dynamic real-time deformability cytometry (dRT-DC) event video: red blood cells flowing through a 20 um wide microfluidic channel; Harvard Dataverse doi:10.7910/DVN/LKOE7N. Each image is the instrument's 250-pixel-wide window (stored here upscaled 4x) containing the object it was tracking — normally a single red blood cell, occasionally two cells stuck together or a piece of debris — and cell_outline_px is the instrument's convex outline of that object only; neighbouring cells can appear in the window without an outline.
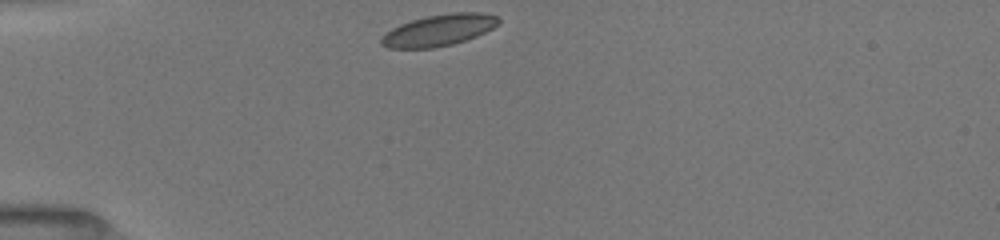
{"species": "common noctule bat (a hibernating species)", "species_latin": "Nyctalus noctula", "temperature_condition": "room temperature", "stored_images_in_passage": 28, "camera_frame_rate_fps": 3000, "um_per_image_px": 0.085, "animal": {"sex": "female", "body_mass_g": 19.5, "forearm_length_mm": 54.1}, "frame": {"image": 1, "passage_image": 1, "time_ms": 0.0, "image_size_px": [1000, 240], "cell_outline_px": [[500, 24], [476, 36], [452, 44], [432, 48], [388, 48], [380, 44], [380, 36], [392, 28], [400, 24], [412, 20], [428, 16], [452, 12], [480, 12], [496, 16], [500, 20]], "centroid_in_image_um": [37.28, 2.56], "position_along_channel_um": 47.7, "area_um2": 21.44}}
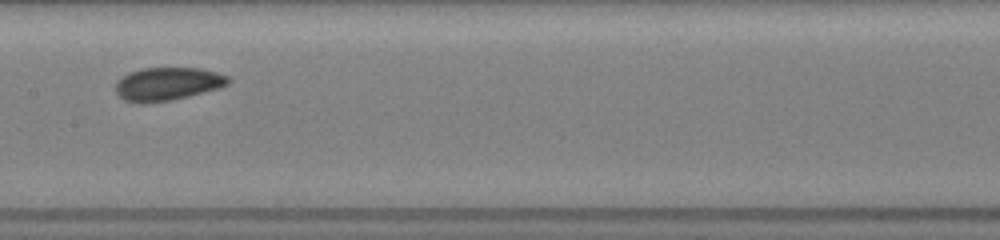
{"frame": {"image": 2, "passage_image": 12, "time_ms": 4.333, "image_size_px": [1000, 240], "cell_outline_px": [[232, 80], [228, 84], [220, 88], [172, 100], [140, 104], [136, 104], [124, 100], [116, 92], [116, 80], [128, 72], [144, 68], [200, 68], [216, 72], [228, 76]], "centroid_in_image_um": [14.23, 7.14], "position_along_channel_um": 193.2, "area_um2": 21.96}}
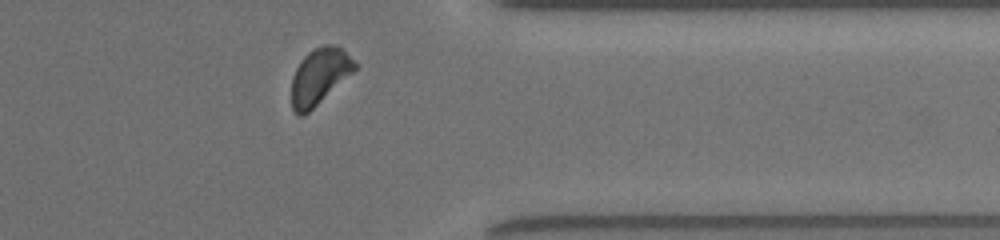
{"frame": {"image": 3, "passage_image": 24, "time_ms": 9.333, "image_size_px": [1000, 240], "cell_outline_px": [[360, 64], [352, 72], [304, 116], [296, 116], [292, 108], [292, 76], [300, 60], [312, 48], [324, 44], [336, 44]], "centroid_in_image_um": [27.14, 6.46], "position_along_channel_um": 384.3, "area_um2": 20.69}, "authors_computed_cell_mechanics": {"area_um2": 21.0103, "velocity_mm_per_s": 3.9718, "shape_relaxation_time_tau1_ms": 1.9324, "shape_relaxation_time_tau2_ms": 3.8213, "deformation_change_tau1": 0.0686, "deformation_change_tau2": 0.0695}}